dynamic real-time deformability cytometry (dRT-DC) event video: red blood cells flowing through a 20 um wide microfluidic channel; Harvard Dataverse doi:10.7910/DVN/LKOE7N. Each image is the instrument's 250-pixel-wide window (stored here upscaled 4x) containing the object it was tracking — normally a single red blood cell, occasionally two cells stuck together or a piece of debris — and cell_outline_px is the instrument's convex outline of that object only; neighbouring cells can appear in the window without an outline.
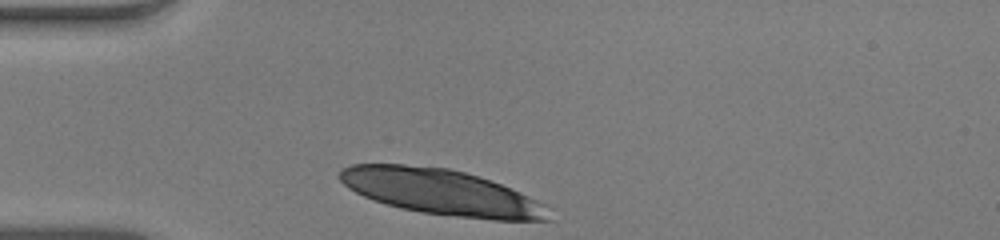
{"species": "human", "species_latin": "Homo sapiens", "temperature_condition": "warm", "stored_images_in_passage": 29, "camera_frame_rate_fps": 3000, "um_per_image_px": 0.085, "donor": {"sex": "male"}, "frame": {"image": 1, "passage_image": 1, "time_ms": 0.0, "image_size_px": [1000, 240], "cell_outline_px": [[552, 220], [492, 220], [420, 212], [400, 208], [384, 204], [364, 196], [348, 188], [336, 176], [340, 168], [352, 164], [404, 164], [448, 168], [464, 172], [500, 184], [536, 200], [544, 204]], "centroid_in_image_um": [37.44, 16.32], "position_along_channel_um": 47.6, "area_um2": 55.2}}